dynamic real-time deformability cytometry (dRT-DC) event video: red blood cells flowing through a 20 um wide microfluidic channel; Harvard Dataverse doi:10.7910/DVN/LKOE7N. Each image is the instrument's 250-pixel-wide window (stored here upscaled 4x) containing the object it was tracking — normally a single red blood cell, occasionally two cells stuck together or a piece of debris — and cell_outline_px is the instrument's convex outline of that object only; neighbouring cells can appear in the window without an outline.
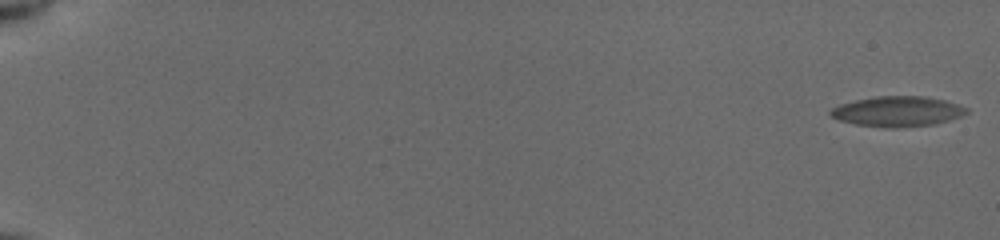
{"species": "common noctule bat (a hibernating species)", "species_latin": "Nyctalus noctula", "temperature_condition": "cold", "stored_images_in_passage": 56, "camera_frame_rate_fps": 3000, "um_per_image_px": 0.085, "animal": {"sex": "female", "body_mass_g": 19.5, "forearm_length_mm": 54.1}, "frame": {"image": 1, "passage_image": 1, "time_ms": 0.0, "image_size_px": [1000, 240], "cell_outline_px": [[968, 112], [960, 116], [948, 120], [932, 124], [892, 128], [884, 128], [856, 124], [840, 120], [832, 116], [828, 112], [832, 108], [840, 104], [856, 100], [876, 96], [920, 96], [944, 100], [968, 108]], "centroid_in_image_um": [76.26, 9.47], "position_along_channel_um": 8.7, "area_um2": 23.64}}
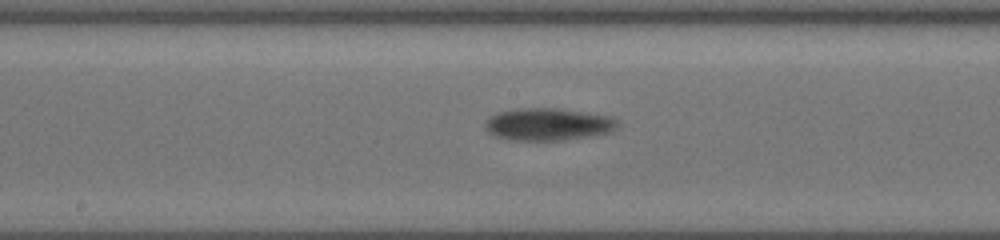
{"frame": {"image": 2, "passage_image": 32, "time_ms": 10.333, "image_size_px": [1000, 240], "cell_outline_px": [[616, 124], [608, 132], [588, 136], [564, 140], [508, 140], [496, 136], [488, 132], [484, 124], [492, 116], [500, 112], [524, 108], [556, 108], [604, 116], [616, 120]], "centroid_in_image_um": [46.49, 10.58], "position_along_channel_um": 201.7, "area_um2": 24.1}}
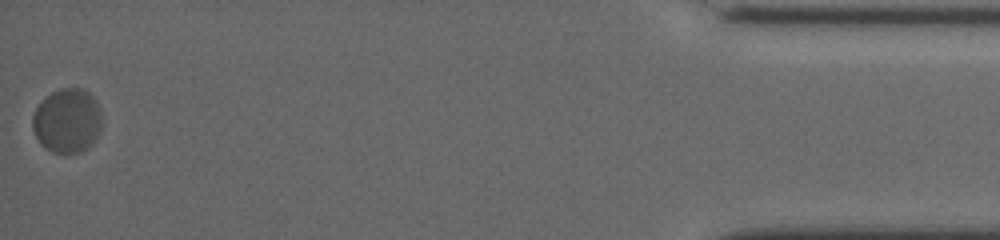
{"frame": {"image": 3, "passage_image": 56, "time_ms": 18.333, "image_size_px": [1000, 240], "cell_outline_px": [[100, 132], [92, 144], [88, 148], [80, 152], [52, 152], [44, 148], [40, 144], [32, 128], [32, 116], [36, 108], [52, 92], [60, 88], [80, 88], [88, 92], [96, 100], [100, 108]], "centroid_in_image_um": [5.71, 10.27], "position_along_channel_um": 429.5, "area_um2": 25.89}, "authors_computed_cell_mechanics": {"area_um2": 23.3801, "velocity_mm_per_s": 3.8119, "shape_relaxation_time_tau1_ms": 4.9479, "shape_relaxation_time_tau2_ms": null, "deformation_change_tau1": 0.1008, "deformation_change_tau2": null}}